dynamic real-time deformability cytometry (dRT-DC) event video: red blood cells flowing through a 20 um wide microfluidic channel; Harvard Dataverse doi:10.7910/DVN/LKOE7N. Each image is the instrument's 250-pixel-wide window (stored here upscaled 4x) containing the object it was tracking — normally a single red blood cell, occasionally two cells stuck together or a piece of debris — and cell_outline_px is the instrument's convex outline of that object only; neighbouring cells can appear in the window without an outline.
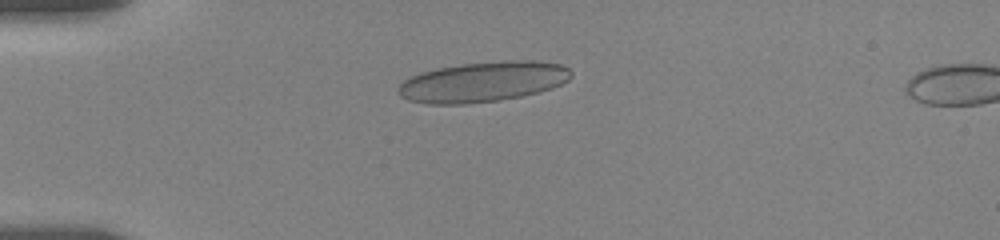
{"species": "human", "species_latin": "Homo sapiens", "temperature_condition": "room temperature", "stored_images_in_passage": 52, "camera_frame_rate_fps": 3000, "um_per_image_px": 0.085, "donor": {"sex": "female"}, "frame": {"image": 1, "passage_image": 11, "time_ms": 4.333, "image_size_px": [1000, 240], "cell_outline_px": [[572, 76], [568, 80], [552, 88], [520, 96], [496, 100], [468, 104], [428, 104], [408, 100], [400, 96], [396, 92], [396, 88], [404, 80], [420, 72], [436, 68], [460, 64], [512, 60], [532, 60], [560, 64], [568, 68], [572, 72]], "centroid_in_image_um": [41.0, 6.95], "position_along_channel_um": 44.0, "area_um2": 40.52}}
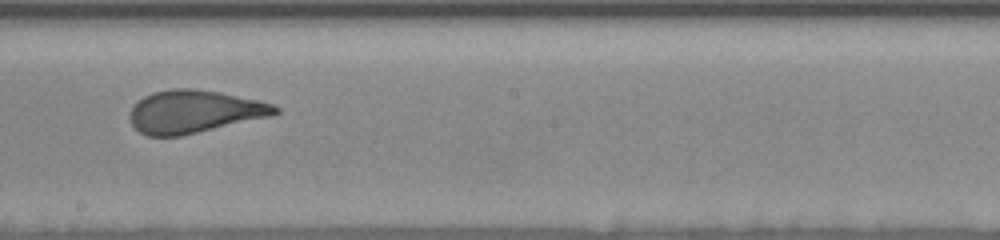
{"frame": {"image": 2, "passage_image": 29, "time_ms": 10.333, "image_size_px": [1000, 240], "cell_outline_px": [[280, 112], [268, 116], [180, 136], [148, 136], [140, 132], [132, 124], [128, 116], [128, 112], [136, 100], [152, 92], [172, 88], [192, 88], [220, 92], [276, 104], [280, 108]], "centroid_in_image_um": [16.45, 9.47], "position_along_channel_um": 231.7, "area_um2": 36.18}}
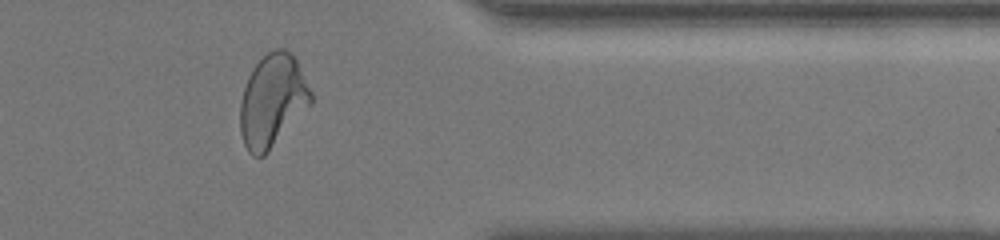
{"frame": {"image": 3, "passage_image": 43, "time_ms": 15.0, "image_size_px": [1000, 240], "cell_outline_px": [[312, 104], [268, 152], [264, 156], [252, 156], [248, 152], [244, 144], [240, 132], [240, 104], [244, 88], [248, 76], [252, 68], [268, 52], [276, 48], [284, 48], [296, 60], [312, 92]], "centroid_in_image_um": [23.15, 8.59], "position_along_channel_um": 388.2, "area_um2": 38.09}, "authors_computed_cell_mechanics": {"area_um2": 37.3966, "velocity_mm_per_s": 3.5849, "shape_relaxation_time_tau1_ms": 4.9883, "shape_relaxation_time_tau2_ms": null, "deformation_change_tau1": 0.1687, "deformation_change_tau2": null}}